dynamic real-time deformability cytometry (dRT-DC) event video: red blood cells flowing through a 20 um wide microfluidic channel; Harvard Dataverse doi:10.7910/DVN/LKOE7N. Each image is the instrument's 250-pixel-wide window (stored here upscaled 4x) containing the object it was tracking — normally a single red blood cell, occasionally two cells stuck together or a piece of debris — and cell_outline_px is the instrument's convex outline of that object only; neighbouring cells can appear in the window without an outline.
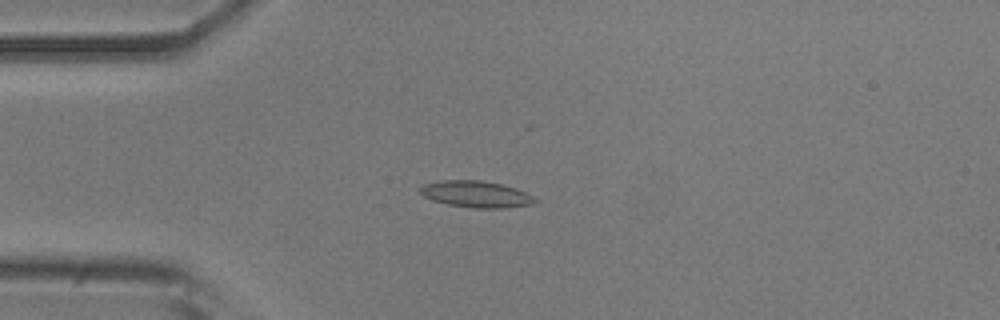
{"species": "common noctule bat (a hibernating species)", "species_latin": "Nyctalus noctula", "temperature_condition": "room temperature", "stored_images_in_passage": 50, "camera_frame_rate_fps": 3000, "um_per_image_px": 0.085, "animal": {"sex": "male", "body_mass_g": 20.5, "forearm_length_mm": 52.5}, "frame": {"image": 1, "passage_image": 10, "time_ms": 3.0, "image_size_px": [1000, 320], "cell_outline_px": [[536, 200], [532, 204], [508, 208], [472, 208], [448, 204], [432, 200], [424, 196], [420, 192], [420, 188], [424, 184], [444, 180], [480, 180], [500, 184], [516, 188], [532, 196]], "centroid_in_image_um": [40.46, 16.51], "position_along_channel_um": 44.5, "area_um2": 17.57}}
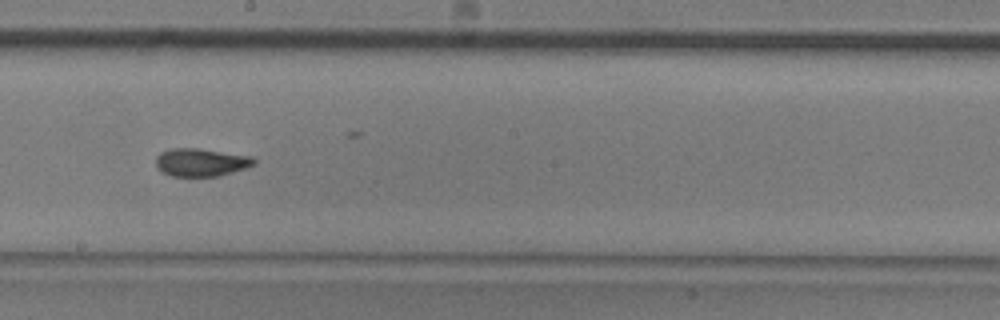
{"frame": {"image": 2, "passage_image": 26, "time_ms": 8.333, "image_size_px": [1000, 320], "cell_outline_px": [[256, 164], [220, 176], [172, 176], [156, 168], [156, 156], [160, 152], [172, 148], [196, 148], [252, 156], [256, 160]], "centroid_in_image_um": [17.08, 13.79], "position_along_channel_um": 231.1, "area_um2": 15.95}}
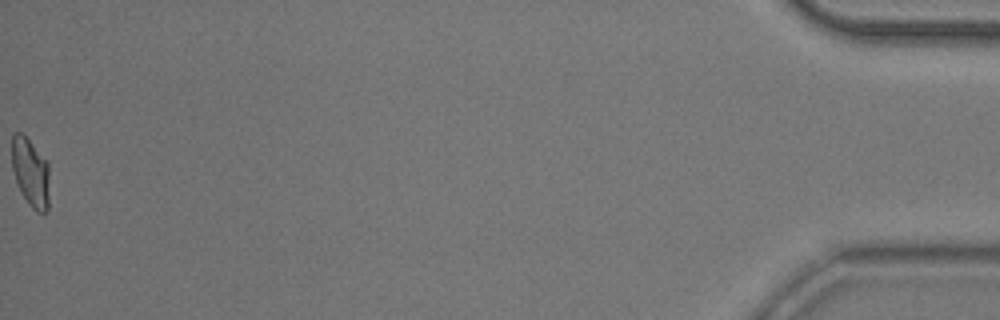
{"frame": {"image": 3, "passage_image": 50, "time_ms": 16.333, "image_size_px": [1000, 320], "cell_outline_px": [[48, 212], [36, 212], [28, 204], [20, 192], [12, 168], [12, 132], [20, 132], [28, 140], [48, 164]], "centroid_in_image_um": [2.57, 14.7], "position_along_channel_um": 432.6, "area_um2": 14.8}, "authors_computed_cell_mechanics": {"area_um2": 15.9528, "velocity_mm_per_s": 3.8042, "shape_relaxation_time_tau1_ms": 5.4069, "shape_relaxation_time_tau2_ms": 1.7368, "deformation_change_tau1": 0.162, "deformation_change_tau2": 0.0516}}